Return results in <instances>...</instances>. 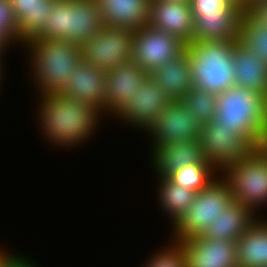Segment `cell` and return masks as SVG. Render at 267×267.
I'll list each match as a JSON object with an SVG mask.
<instances>
[{
    "mask_svg": "<svg viewBox=\"0 0 267 267\" xmlns=\"http://www.w3.org/2000/svg\"><path fill=\"white\" fill-rule=\"evenodd\" d=\"M40 98L41 108L38 107V111L40 125L45 132L43 134L50 143L60 147H74L85 142L102 117V113L91 104L68 99L60 94L41 95Z\"/></svg>",
    "mask_w": 267,
    "mask_h": 267,
    "instance_id": "obj_1",
    "label": "cell"
},
{
    "mask_svg": "<svg viewBox=\"0 0 267 267\" xmlns=\"http://www.w3.org/2000/svg\"><path fill=\"white\" fill-rule=\"evenodd\" d=\"M24 46L30 51L29 67L40 95L56 94L82 60L81 47L63 40L30 39Z\"/></svg>",
    "mask_w": 267,
    "mask_h": 267,
    "instance_id": "obj_2",
    "label": "cell"
},
{
    "mask_svg": "<svg viewBox=\"0 0 267 267\" xmlns=\"http://www.w3.org/2000/svg\"><path fill=\"white\" fill-rule=\"evenodd\" d=\"M236 41H192L185 49L190 61L192 87L215 95L236 85Z\"/></svg>",
    "mask_w": 267,
    "mask_h": 267,
    "instance_id": "obj_3",
    "label": "cell"
},
{
    "mask_svg": "<svg viewBox=\"0 0 267 267\" xmlns=\"http://www.w3.org/2000/svg\"><path fill=\"white\" fill-rule=\"evenodd\" d=\"M103 26L96 0H55L47 22L32 39L63 40L82 47Z\"/></svg>",
    "mask_w": 267,
    "mask_h": 267,
    "instance_id": "obj_4",
    "label": "cell"
},
{
    "mask_svg": "<svg viewBox=\"0 0 267 267\" xmlns=\"http://www.w3.org/2000/svg\"><path fill=\"white\" fill-rule=\"evenodd\" d=\"M216 105L214 120L257 147L266 131V96L235 85L216 95Z\"/></svg>",
    "mask_w": 267,
    "mask_h": 267,
    "instance_id": "obj_5",
    "label": "cell"
},
{
    "mask_svg": "<svg viewBox=\"0 0 267 267\" xmlns=\"http://www.w3.org/2000/svg\"><path fill=\"white\" fill-rule=\"evenodd\" d=\"M221 174L234 201L255 214L254 209L267 204V159L257 148L238 161L227 164L221 169Z\"/></svg>",
    "mask_w": 267,
    "mask_h": 267,
    "instance_id": "obj_6",
    "label": "cell"
},
{
    "mask_svg": "<svg viewBox=\"0 0 267 267\" xmlns=\"http://www.w3.org/2000/svg\"><path fill=\"white\" fill-rule=\"evenodd\" d=\"M217 178L206 189L197 192L190 208L172 225L173 241L202 235L233 201L227 183L221 177Z\"/></svg>",
    "mask_w": 267,
    "mask_h": 267,
    "instance_id": "obj_7",
    "label": "cell"
},
{
    "mask_svg": "<svg viewBox=\"0 0 267 267\" xmlns=\"http://www.w3.org/2000/svg\"><path fill=\"white\" fill-rule=\"evenodd\" d=\"M135 32L132 29L103 26L82 47V59L105 71L132 61Z\"/></svg>",
    "mask_w": 267,
    "mask_h": 267,
    "instance_id": "obj_8",
    "label": "cell"
},
{
    "mask_svg": "<svg viewBox=\"0 0 267 267\" xmlns=\"http://www.w3.org/2000/svg\"><path fill=\"white\" fill-rule=\"evenodd\" d=\"M199 141L205 159L218 170L256 149L243 134H236L215 120L202 126Z\"/></svg>",
    "mask_w": 267,
    "mask_h": 267,
    "instance_id": "obj_9",
    "label": "cell"
},
{
    "mask_svg": "<svg viewBox=\"0 0 267 267\" xmlns=\"http://www.w3.org/2000/svg\"><path fill=\"white\" fill-rule=\"evenodd\" d=\"M134 32L132 61L149 74L185 50L186 44L178 37L149 24Z\"/></svg>",
    "mask_w": 267,
    "mask_h": 267,
    "instance_id": "obj_10",
    "label": "cell"
},
{
    "mask_svg": "<svg viewBox=\"0 0 267 267\" xmlns=\"http://www.w3.org/2000/svg\"><path fill=\"white\" fill-rule=\"evenodd\" d=\"M201 130L202 125L182 100H175L167 105L146 129L154 139L152 149L168 143L199 139Z\"/></svg>",
    "mask_w": 267,
    "mask_h": 267,
    "instance_id": "obj_11",
    "label": "cell"
},
{
    "mask_svg": "<svg viewBox=\"0 0 267 267\" xmlns=\"http://www.w3.org/2000/svg\"><path fill=\"white\" fill-rule=\"evenodd\" d=\"M56 94L91 104L105 114L106 71L82 59L74 70V74L66 80Z\"/></svg>",
    "mask_w": 267,
    "mask_h": 267,
    "instance_id": "obj_12",
    "label": "cell"
},
{
    "mask_svg": "<svg viewBox=\"0 0 267 267\" xmlns=\"http://www.w3.org/2000/svg\"><path fill=\"white\" fill-rule=\"evenodd\" d=\"M172 100L150 75L136 90L133 98L115 115L126 124L145 131ZM126 120V121H125Z\"/></svg>",
    "mask_w": 267,
    "mask_h": 267,
    "instance_id": "obj_13",
    "label": "cell"
},
{
    "mask_svg": "<svg viewBox=\"0 0 267 267\" xmlns=\"http://www.w3.org/2000/svg\"><path fill=\"white\" fill-rule=\"evenodd\" d=\"M186 267H239L236 241L212 240L202 235L180 241Z\"/></svg>",
    "mask_w": 267,
    "mask_h": 267,
    "instance_id": "obj_14",
    "label": "cell"
},
{
    "mask_svg": "<svg viewBox=\"0 0 267 267\" xmlns=\"http://www.w3.org/2000/svg\"><path fill=\"white\" fill-rule=\"evenodd\" d=\"M193 17L189 0H151L148 24L188 44L193 39Z\"/></svg>",
    "mask_w": 267,
    "mask_h": 267,
    "instance_id": "obj_15",
    "label": "cell"
},
{
    "mask_svg": "<svg viewBox=\"0 0 267 267\" xmlns=\"http://www.w3.org/2000/svg\"><path fill=\"white\" fill-rule=\"evenodd\" d=\"M150 76L134 61L106 71V112L117 114Z\"/></svg>",
    "mask_w": 267,
    "mask_h": 267,
    "instance_id": "obj_16",
    "label": "cell"
},
{
    "mask_svg": "<svg viewBox=\"0 0 267 267\" xmlns=\"http://www.w3.org/2000/svg\"><path fill=\"white\" fill-rule=\"evenodd\" d=\"M152 151V165L154 164L159 178H167L173 172L190 164H210L205 159L199 139L168 143Z\"/></svg>",
    "mask_w": 267,
    "mask_h": 267,
    "instance_id": "obj_17",
    "label": "cell"
},
{
    "mask_svg": "<svg viewBox=\"0 0 267 267\" xmlns=\"http://www.w3.org/2000/svg\"><path fill=\"white\" fill-rule=\"evenodd\" d=\"M105 26L137 30L147 25L151 0H96Z\"/></svg>",
    "mask_w": 267,
    "mask_h": 267,
    "instance_id": "obj_18",
    "label": "cell"
},
{
    "mask_svg": "<svg viewBox=\"0 0 267 267\" xmlns=\"http://www.w3.org/2000/svg\"><path fill=\"white\" fill-rule=\"evenodd\" d=\"M244 9L238 3L229 13L200 14L193 23L192 41H238Z\"/></svg>",
    "mask_w": 267,
    "mask_h": 267,
    "instance_id": "obj_19",
    "label": "cell"
},
{
    "mask_svg": "<svg viewBox=\"0 0 267 267\" xmlns=\"http://www.w3.org/2000/svg\"><path fill=\"white\" fill-rule=\"evenodd\" d=\"M233 52L236 85L267 96V63L240 40L234 44Z\"/></svg>",
    "mask_w": 267,
    "mask_h": 267,
    "instance_id": "obj_20",
    "label": "cell"
},
{
    "mask_svg": "<svg viewBox=\"0 0 267 267\" xmlns=\"http://www.w3.org/2000/svg\"><path fill=\"white\" fill-rule=\"evenodd\" d=\"M172 101L182 100L192 88L190 61L186 49L150 73Z\"/></svg>",
    "mask_w": 267,
    "mask_h": 267,
    "instance_id": "obj_21",
    "label": "cell"
},
{
    "mask_svg": "<svg viewBox=\"0 0 267 267\" xmlns=\"http://www.w3.org/2000/svg\"><path fill=\"white\" fill-rule=\"evenodd\" d=\"M256 217L255 213L245 205L233 200L223 213L212 221L202 236L212 240L237 241Z\"/></svg>",
    "mask_w": 267,
    "mask_h": 267,
    "instance_id": "obj_22",
    "label": "cell"
},
{
    "mask_svg": "<svg viewBox=\"0 0 267 267\" xmlns=\"http://www.w3.org/2000/svg\"><path fill=\"white\" fill-rule=\"evenodd\" d=\"M55 0H10L18 26V37L25 44L45 25Z\"/></svg>",
    "mask_w": 267,
    "mask_h": 267,
    "instance_id": "obj_23",
    "label": "cell"
},
{
    "mask_svg": "<svg viewBox=\"0 0 267 267\" xmlns=\"http://www.w3.org/2000/svg\"><path fill=\"white\" fill-rule=\"evenodd\" d=\"M257 219L236 241L239 267H267V220Z\"/></svg>",
    "mask_w": 267,
    "mask_h": 267,
    "instance_id": "obj_24",
    "label": "cell"
},
{
    "mask_svg": "<svg viewBox=\"0 0 267 267\" xmlns=\"http://www.w3.org/2000/svg\"><path fill=\"white\" fill-rule=\"evenodd\" d=\"M158 200L164 212L170 215L172 225L190 208L197 194L191 189L182 188L171 182L168 178H158Z\"/></svg>",
    "mask_w": 267,
    "mask_h": 267,
    "instance_id": "obj_25",
    "label": "cell"
},
{
    "mask_svg": "<svg viewBox=\"0 0 267 267\" xmlns=\"http://www.w3.org/2000/svg\"><path fill=\"white\" fill-rule=\"evenodd\" d=\"M213 169V170H212ZM215 170V171H214ZM220 171L212 164H190L173 172L167 178L182 188L199 192L206 189L217 178Z\"/></svg>",
    "mask_w": 267,
    "mask_h": 267,
    "instance_id": "obj_26",
    "label": "cell"
},
{
    "mask_svg": "<svg viewBox=\"0 0 267 267\" xmlns=\"http://www.w3.org/2000/svg\"><path fill=\"white\" fill-rule=\"evenodd\" d=\"M239 40L267 63V26L261 24L246 9L241 16Z\"/></svg>",
    "mask_w": 267,
    "mask_h": 267,
    "instance_id": "obj_27",
    "label": "cell"
},
{
    "mask_svg": "<svg viewBox=\"0 0 267 267\" xmlns=\"http://www.w3.org/2000/svg\"><path fill=\"white\" fill-rule=\"evenodd\" d=\"M182 101L202 126L215 119L217 105L214 93L192 87Z\"/></svg>",
    "mask_w": 267,
    "mask_h": 267,
    "instance_id": "obj_28",
    "label": "cell"
},
{
    "mask_svg": "<svg viewBox=\"0 0 267 267\" xmlns=\"http://www.w3.org/2000/svg\"><path fill=\"white\" fill-rule=\"evenodd\" d=\"M172 245L166 249H160L151 260L147 262L146 267H186V258L183 246L180 242L171 241Z\"/></svg>",
    "mask_w": 267,
    "mask_h": 267,
    "instance_id": "obj_29",
    "label": "cell"
},
{
    "mask_svg": "<svg viewBox=\"0 0 267 267\" xmlns=\"http://www.w3.org/2000/svg\"><path fill=\"white\" fill-rule=\"evenodd\" d=\"M0 36L8 44H12L16 40L15 42L19 44L21 42L24 45L18 37V26L10 0H0Z\"/></svg>",
    "mask_w": 267,
    "mask_h": 267,
    "instance_id": "obj_30",
    "label": "cell"
},
{
    "mask_svg": "<svg viewBox=\"0 0 267 267\" xmlns=\"http://www.w3.org/2000/svg\"><path fill=\"white\" fill-rule=\"evenodd\" d=\"M193 21L200 14L229 13L237 4V0H189Z\"/></svg>",
    "mask_w": 267,
    "mask_h": 267,
    "instance_id": "obj_31",
    "label": "cell"
},
{
    "mask_svg": "<svg viewBox=\"0 0 267 267\" xmlns=\"http://www.w3.org/2000/svg\"><path fill=\"white\" fill-rule=\"evenodd\" d=\"M0 267H36V265L29 258H22V255L20 257V255L4 252L0 256Z\"/></svg>",
    "mask_w": 267,
    "mask_h": 267,
    "instance_id": "obj_32",
    "label": "cell"
},
{
    "mask_svg": "<svg viewBox=\"0 0 267 267\" xmlns=\"http://www.w3.org/2000/svg\"><path fill=\"white\" fill-rule=\"evenodd\" d=\"M245 9L261 24L267 26V0H254Z\"/></svg>",
    "mask_w": 267,
    "mask_h": 267,
    "instance_id": "obj_33",
    "label": "cell"
},
{
    "mask_svg": "<svg viewBox=\"0 0 267 267\" xmlns=\"http://www.w3.org/2000/svg\"><path fill=\"white\" fill-rule=\"evenodd\" d=\"M262 155L267 159V133H265L261 140L259 141L258 146L256 147Z\"/></svg>",
    "mask_w": 267,
    "mask_h": 267,
    "instance_id": "obj_34",
    "label": "cell"
},
{
    "mask_svg": "<svg viewBox=\"0 0 267 267\" xmlns=\"http://www.w3.org/2000/svg\"><path fill=\"white\" fill-rule=\"evenodd\" d=\"M9 44L0 36V56L4 54L3 50L6 49Z\"/></svg>",
    "mask_w": 267,
    "mask_h": 267,
    "instance_id": "obj_35",
    "label": "cell"
},
{
    "mask_svg": "<svg viewBox=\"0 0 267 267\" xmlns=\"http://www.w3.org/2000/svg\"><path fill=\"white\" fill-rule=\"evenodd\" d=\"M254 0H237L239 4H241L244 8L250 5Z\"/></svg>",
    "mask_w": 267,
    "mask_h": 267,
    "instance_id": "obj_36",
    "label": "cell"
},
{
    "mask_svg": "<svg viewBox=\"0 0 267 267\" xmlns=\"http://www.w3.org/2000/svg\"><path fill=\"white\" fill-rule=\"evenodd\" d=\"M265 128H266L265 133H267V96H266V119H265Z\"/></svg>",
    "mask_w": 267,
    "mask_h": 267,
    "instance_id": "obj_37",
    "label": "cell"
},
{
    "mask_svg": "<svg viewBox=\"0 0 267 267\" xmlns=\"http://www.w3.org/2000/svg\"><path fill=\"white\" fill-rule=\"evenodd\" d=\"M1 59H2V56H0V64H1V65H0V80H1V77H2V76H1V74H2V70H1V69H2V67H1V66H2V62H1V61H2V60H1ZM0 86H1V85H0Z\"/></svg>",
    "mask_w": 267,
    "mask_h": 267,
    "instance_id": "obj_38",
    "label": "cell"
},
{
    "mask_svg": "<svg viewBox=\"0 0 267 267\" xmlns=\"http://www.w3.org/2000/svg\"><path fill=\"white\" fill-rule=\"evenodd\" d=\"M4 252H5L4 250H3V251H2V250H0V256H1V255H2Z\"/></svg>",
    "mask_w": 267,
    "mask_h": 267,
    "instance_id": "obj_39",
    "label": "cell"
}]
</instances>
